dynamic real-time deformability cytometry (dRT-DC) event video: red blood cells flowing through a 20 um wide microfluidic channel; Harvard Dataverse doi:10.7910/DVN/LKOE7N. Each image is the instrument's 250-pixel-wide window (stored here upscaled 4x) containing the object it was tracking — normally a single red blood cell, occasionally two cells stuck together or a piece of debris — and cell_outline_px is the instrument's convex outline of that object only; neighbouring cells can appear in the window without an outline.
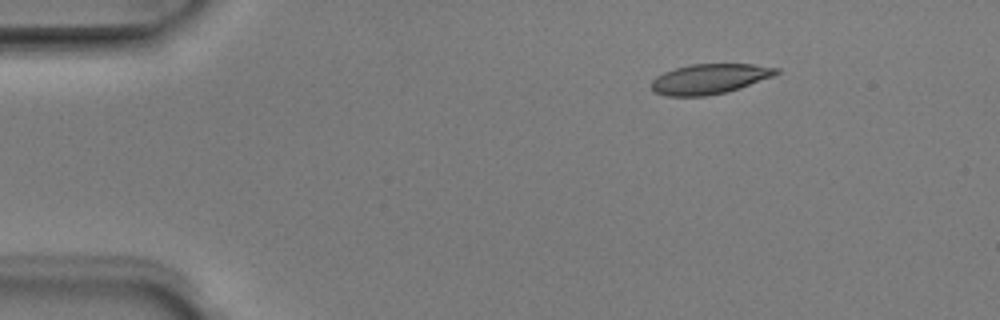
{"species": "Egyptian fruit bat (a non-hibernating species)", "species_latin": "Rousettus aegyptiacus", "temperature_condition": "room temperature", "stored_images_in_passage": 6, "segment_of_instrument_passage": [1, 2], "camera_frame_rate_fps": 3000, "um_per_image_px": 0.085, "animal": {"sex": "male"}, "frame": {"image": 1, "passage_image": 3, "time_ms": 0.667, "image_size_px": [1000, 320], "cell_outline_px": [[780, 72], [772, 76], [740, 88], [724, 92], [704, 96], [664, 96], [652, 92], [652, 80], [656, 76], [664, 72], [676, 68], [692, 64], [752, 64], [780, 68]], "centroid_in_image_um": [60.29, 6.71], "position_along_channel_um": 24.7, "area_um2": 21.79}}